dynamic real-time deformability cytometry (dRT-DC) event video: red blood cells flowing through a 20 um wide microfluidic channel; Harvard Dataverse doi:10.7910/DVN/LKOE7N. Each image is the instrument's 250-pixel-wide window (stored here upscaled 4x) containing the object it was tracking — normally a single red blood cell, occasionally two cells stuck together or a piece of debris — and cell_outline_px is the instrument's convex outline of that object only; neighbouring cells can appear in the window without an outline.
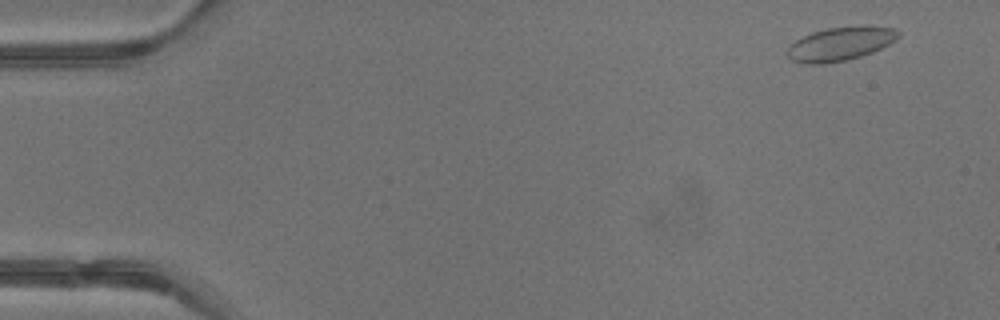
{"species": "common noctule bat (a hibernating species)", "species_latin": "Nyctalus noctula", "temperature_condition": "warm", "stored_images_in_passage": 44, "camera_frame_rate_fps": 3000, "um_per_image_px": 0.085, "animal": {"sex": "male", "body_mass_g": 13.3}, "frame": {"image": 1, "passage_image": 2, "time_ms": 0.333, "image_size_px": [1000, 320], "cell_outline_px": [[900, 36], [896, 40], [872, 52], [860, 56], [844, 60], [824, 64], [808, 64], [792, 60], [788, 56], [788, 48], [796, 40], [812, 32], [828, 28], [892, 28], [900, 32]], "centroid_in_image_um": [71.39, 3.76], "position_along_channel_um": 13.6, "area_um2": 20.81}}
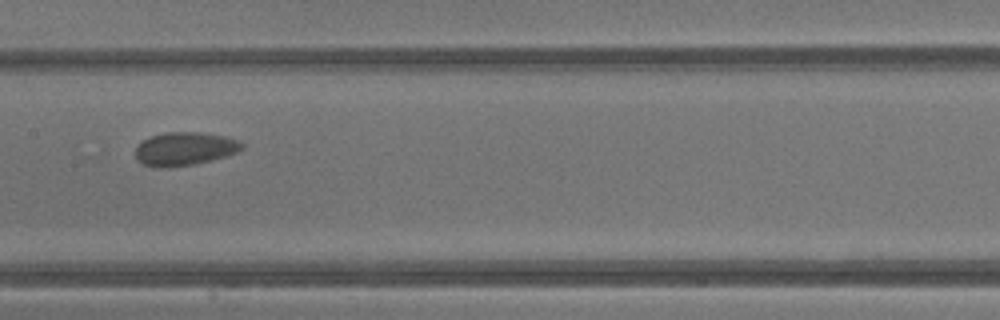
{"frame": {"image": 2, "passage_image": 22, "time_ms": 7.0, "image_size_px": [1000, 320], "cell_outline_px": [[244, 148], [228, 156], [192, 164], [160, 168], [144, 164], [136, 156], [136, 144], [152, 136], [168, 132], [200, 132], [224, 136], [236, 140], [244, 144]], "centroid_in_image_um": [15.71, 12.64], "position_along_channel_um": 191.7, "area_um2": 20.4}}
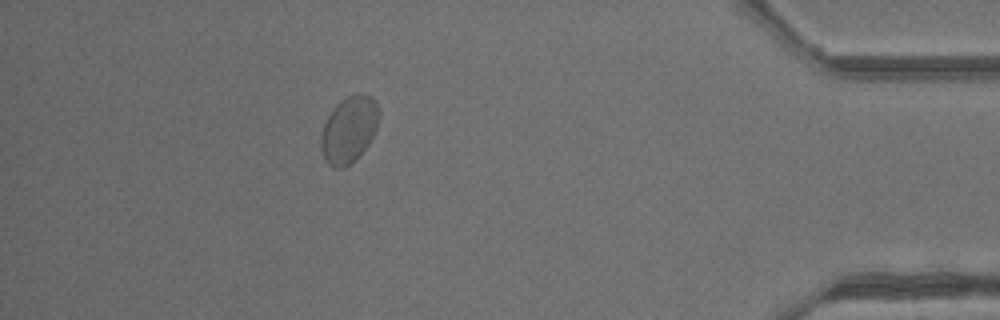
{"frame": {"image": 3, "passage_image": 39, "time_ms": 12.667, "image_size_px": [1000, 320], "cell_outline_px": [[380, 112], [376, 128], [368, 144], [344, 168], [332, 168], [328, 164], [320, 148], [320, 136], [324, 124], [328, 116], [336, 104], [340, 100], [348, 96], [360, 92], [364, 92], [372, 96], [376, 100]], "centroid_in_image_um": [29.66, 10.96], "position_along_channel_um": 405.5, "area_um2": 22.43}, "authors_computed_cell_mechanics": {"area_um2": 20.519, "velocity_mm_per_s": 4.6428, "shape_relaxation_time_tau1_ms": 1.3286, "shape_relaxation_time_tau2_ms": null, "deformation_change_tau1": 0.0475, "deformation_change_tau2": null}}